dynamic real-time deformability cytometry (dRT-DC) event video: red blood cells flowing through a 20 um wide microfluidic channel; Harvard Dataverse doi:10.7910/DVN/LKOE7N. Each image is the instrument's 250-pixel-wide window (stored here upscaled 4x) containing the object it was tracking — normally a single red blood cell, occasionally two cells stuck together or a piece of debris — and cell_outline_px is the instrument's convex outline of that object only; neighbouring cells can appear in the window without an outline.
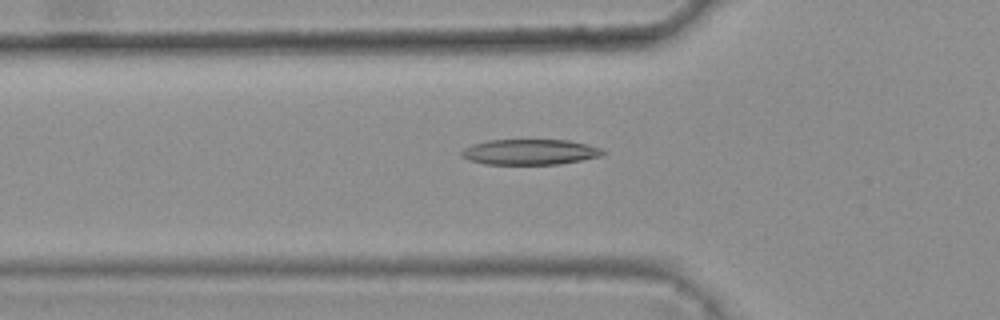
{"species": "common noctule bat (a hibernating species)", "species_latin": "Nyctalus noctula", "temperature_condition": "warm", "stored_images_in_passage": 47, "camera_frame_rate_fps": 3000, "um_per_image_px": 0.085, "animal": {"sex": "female", "body_mass_g": 25.1}, "frame": {"image": 1, "passage_image": 18, "time_ms": 5.667, "image_size_px": [1000, 320], "cell_outline_px": [[608, 152], [600, 156], [560, 164], [484, 164], [468, 160], [460, 156], [460, 152], [464, 148], [472, 144], [488, 140], [568, 140], [588, 144], [604, 148]], "centroid_in_image_um": [45.05, 12.91], "position_along_channel_um": 80.7, "area_um2": 21.21}}
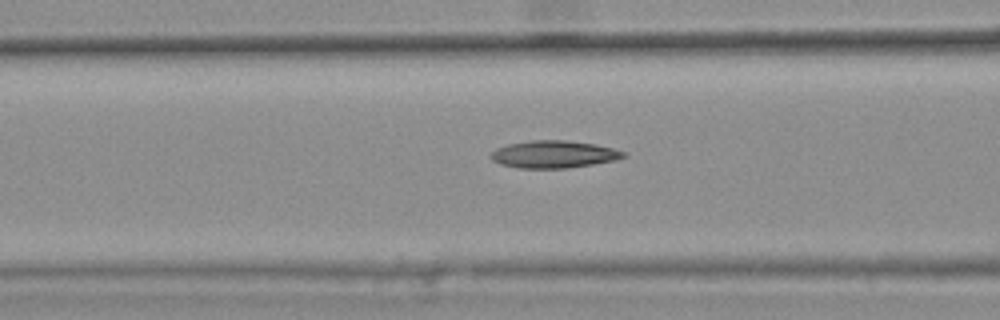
{"frame": {"image": 2, "passage_image": 21, "time_ms": 6.667, "image_size_px": [1000, 320], "cell_outline_px": [[624, 156], [612, 160], [592, 164], [568, 168], [516, 168], [500, 164], [492, 160], [488, 156], [496, 148], [508, 144], [532, 140], [564, 140], [596, 144], [612, 148], [624, 152]], "centroid_in_image_um": [46.99, 13.11], "position_along_channel_um": 119.6, "area_um2": 20.98}}
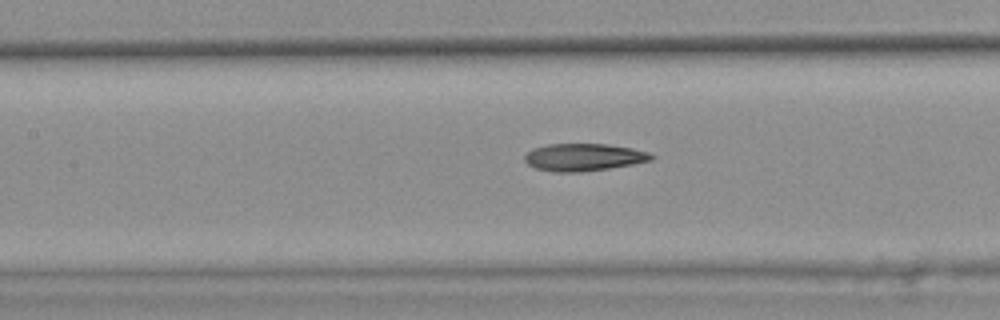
{"frame": {"image": 3, "passage_image": 24, "time_ms": 7.667, "image_size_px": [1000, 320], "cell_outline_px": [[656, 156], [652, 160], [632, 164], [608, 168], [580, 172], [552, 172], [536, 168], [528, 164], [524, 160], [524, 156], [532, 148], [548, 144], [608, 144], [632, 148], [648, 152]], "centroid_in_image_um": [49.6, 13.36], "position_along_channel_um": 157.8, "area_um2": 20.23}, "authors_computed_cell_mechanics": {"area_um2": 20.5768, "velocity_mm_per_s": 3.8214, "shape_relaxation_time_tau1_ms": 8.9056, "shape_relaxation_time_tau2_ms": 4.5337, "deformation_change_tau1": 0.2359, "deformation_change_tau2": 0.1491}}